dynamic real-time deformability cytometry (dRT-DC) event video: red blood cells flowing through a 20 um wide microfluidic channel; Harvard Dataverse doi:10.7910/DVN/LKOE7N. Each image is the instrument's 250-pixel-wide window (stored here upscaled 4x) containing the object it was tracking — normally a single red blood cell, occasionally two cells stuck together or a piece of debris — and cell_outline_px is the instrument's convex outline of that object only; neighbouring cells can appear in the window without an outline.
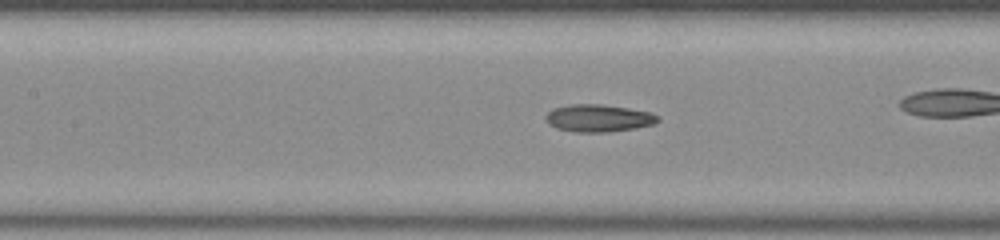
{"species": "common noctule bat (a hibernating species)", "species_latin": "Nyctalus noctula", "temperature_condition": "room temperature", "stored_images_in_passage": 54, "camera_frame_rate_fps": 3000, "um_per_image_px": 0.085, "animal": {"sex": "male", "body_mass_g": 20.0, "forearm_length_mm": 53.3}, "frame": {"image": 1, "passage_image": 24, "time_ms": 7.667, "image_size_px": [1000, 240], "cell_outline_px": [[660, 120], [656, 124], [636, 128], [608, 132], [576, 132], [556, 128], [548, 120], [548, 112], [552, 108], [568, 104], [600, 104], [628, 108], [652, 112], [660, 116]], "centroid_in_image_um": [50.96, 10.04], "position_along_channel_um": 156.4, "area_um2": 17.92}, "authors_computed_cell_mechanics": {"area_um2": 17.6579, "velocity_mm_per_s": 3.8078, "shape_relaxation_time_tau1_ms": 6.7042, "shape_relaxation_time_tau2_ms": 2.5895, "deformation_change_tau1": 0.2004, "deformation_change_tau2": 0.0908}}